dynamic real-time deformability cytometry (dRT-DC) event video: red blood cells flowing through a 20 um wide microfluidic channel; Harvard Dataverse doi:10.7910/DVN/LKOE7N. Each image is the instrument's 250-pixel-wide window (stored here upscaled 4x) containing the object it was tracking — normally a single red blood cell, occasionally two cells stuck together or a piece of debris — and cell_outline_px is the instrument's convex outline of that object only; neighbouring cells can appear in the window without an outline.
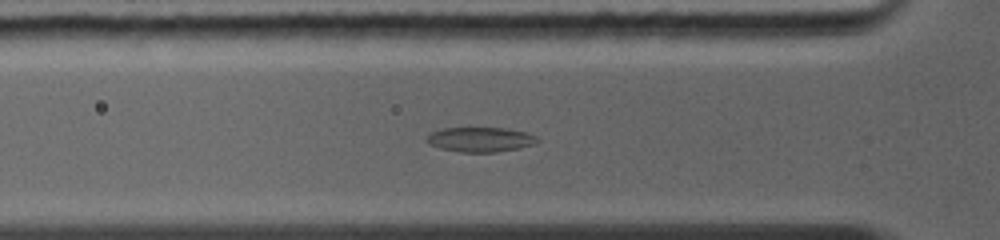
{"species": "common noctule bat (a hibernating species)", "species_latin": "Nyctalus noctula", "temperature_condition": "warm", "stored_images_in_passage": 47, "camera_frame_rate_fps": 5000, "um_per_image_px": 0.085, "animal": {"sex": "female", "body_mass_g": 19.0, "forearm_length_mm": 56.7}, "frame": {"image": 1, "passage_image": 3, "time_ms": 0.6, "image_size_px": [1000, 240], "cell_outline_px": [[540, 140], [532, 144], [516, 148], [496, 152], [460, 152], [440, 148], [424, 140], [432, 132], [444, 128], [504, 128], [524, 132], [536, 136]], "centroid_in_image_um": [40.81, 11.85], "position_along_channel_um": 85.0, "area_um2": 15.61}}
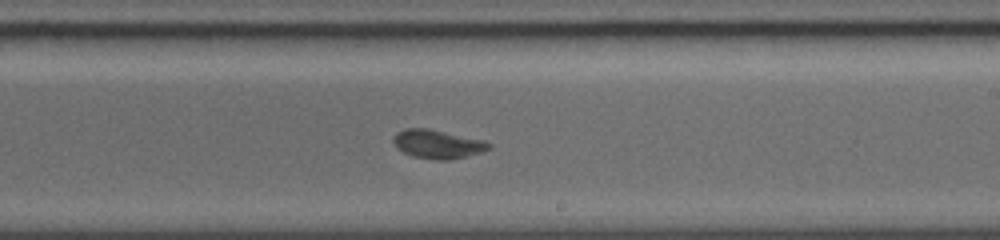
{"frame": {"image": 2, "passage_image": 22, "time_ms": 4.4, "image_size_px": [1000, 240], "cell_outline_px": [[492, 148], [480, 152], [452, 160], [436, 160], [412, 156], [396, 148], [392, 140], [392, 136], [396, 132], [404, 128], [428, 128], [484, 140], [492, 144]], "centroid_in_image_um": [37.17, 12.24], "position_along_channel_um": 251.8, "area_um2": 16.18}}
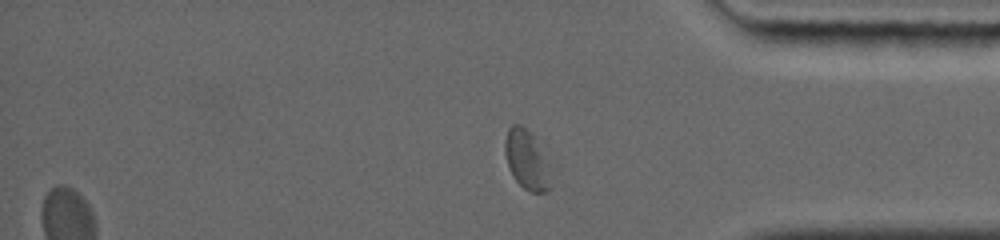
{"frame": {"image": 3, "passage_image": 39, "time_ms": 7.8, "image_size_px": [1000, 240], "cell_outline_px": [[556, 172], [548, 188], [544, 192], [532, 192], [524, 188], [512, 176], [508, 168], [504, 152], [504, 140], [508, 128], [512, 124], [520, 124], [540, 144], [556, 168]], "centroid_in_image_um": [44.86, 13.6], "position_along_channel_um": 390.3, "area_um2": 16.82}}